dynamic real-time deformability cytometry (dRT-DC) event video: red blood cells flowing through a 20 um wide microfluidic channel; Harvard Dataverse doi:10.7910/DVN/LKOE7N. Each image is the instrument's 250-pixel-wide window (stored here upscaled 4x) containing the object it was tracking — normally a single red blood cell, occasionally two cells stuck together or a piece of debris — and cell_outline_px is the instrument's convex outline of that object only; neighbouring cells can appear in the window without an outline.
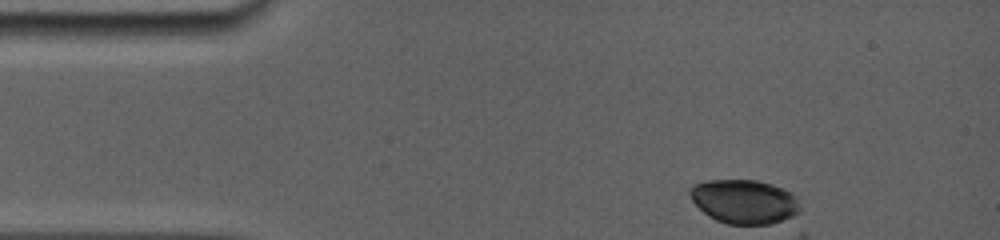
{"species": "common noctule bat (a hibernating species)", "species_latin": "Nyctalus noctula", "temperature_condition": "room temperature", "stored_images_in_passage": 6, "camera_frame_rate_fps": 5000, "um_per_image_px": 0.085, "animal": {"sex": "female", "body_mass_g": 19.0, "forearm_length_mm": 56.7}, "frame": {"image": 1, "passage_image": 1, "time_ms": 0.0, "image_size_px": [1000, 240], "cell_outline_px": [[800, 212], [792, 216], [772, 224], [728, 224], [716, 220], [708, 216], [692, 200], [688, 192], [688, 188], [692, 184], [708, 180], [756, 180], [772, 184], [796, 196], [800, 208]], "centroid_in_image_um": [63.23, 17.13], "position_along_channel_um": 21.8, "area_um2": 28.26}}